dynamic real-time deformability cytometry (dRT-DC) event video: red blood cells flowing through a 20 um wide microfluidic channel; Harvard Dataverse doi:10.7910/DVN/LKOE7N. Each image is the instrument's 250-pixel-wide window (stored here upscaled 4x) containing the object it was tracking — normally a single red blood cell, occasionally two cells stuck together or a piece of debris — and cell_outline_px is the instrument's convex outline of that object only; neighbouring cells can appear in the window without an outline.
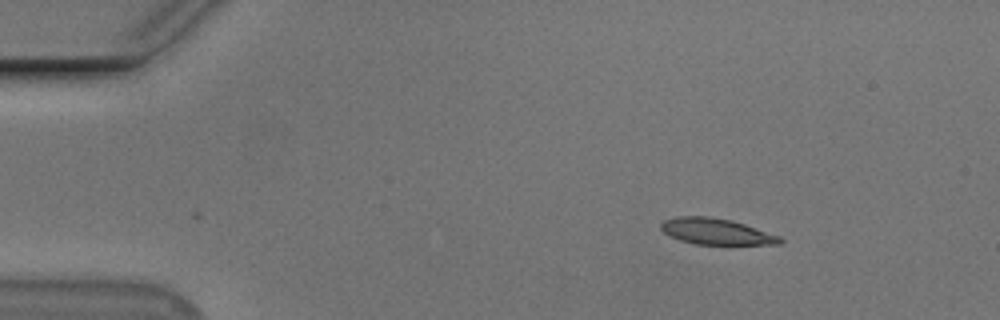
{"species": "Egyptian fruit bat (a non-hibernating species)", "species_latin": "Rousettus aegyptiacus", "temperature_condition": "cold", "stored_images_in_passage": 2, "camera_frame_rate_fps": 3000, "um_per_image_px": 0.085, "animal": {"sex": "male"}, "frame": {"image": 1, "passage_image": 2, "time_ms": 1.333, "image_size_px": [1000, 320], "cell_outline_px": [[784, 240], [780, 244], [696, 244], [680, 240], [664, 232], [660, 228], [660, 224], [664, 220], [676, 216], [708, 216], [732, 220], [780, 236]], "centroid_in_image_um": [60.87, 19.67], "position_along_channel_um": 24.1, "area_um2": 17.98}}